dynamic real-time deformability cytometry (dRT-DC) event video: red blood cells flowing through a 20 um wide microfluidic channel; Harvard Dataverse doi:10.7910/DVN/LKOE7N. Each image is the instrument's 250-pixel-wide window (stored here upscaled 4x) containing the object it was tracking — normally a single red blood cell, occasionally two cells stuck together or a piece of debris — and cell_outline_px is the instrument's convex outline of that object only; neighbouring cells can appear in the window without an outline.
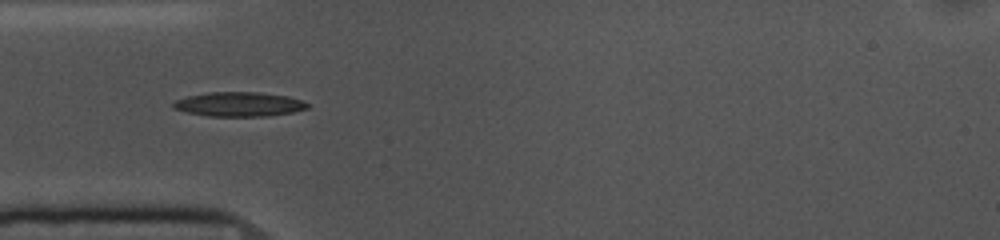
{"species": "common noctule bat (a hibernating species)", "species_latin": "Nyctalus noctula", "temperature_condition": "cold", "stored_images_in_passage": 39, "camera_frame_rate_fps": 3000, "um_per_image_px": 0.085, "animal": {"sex": "female", "body_mass_g": 10.0, "forearm_length_mm": 53.1}, "frame": {"image": 1, "passage_image": 1, "time_ms": 0.0, "image_size_px": [1000, 240], "cell_outline_px": [[308, 108], [292, 112], [268, 116], [208, 116], [188, 112], [172, 108], [172, 104], [176, 100], [188, 96], [208, 92], [256, 92], [288, 96], [300, 100], [308, 104]], "centroid_in_image_um": [20.3, 8.86], "position_along_channel_um": 64.7, "area_um2": 18.9}}
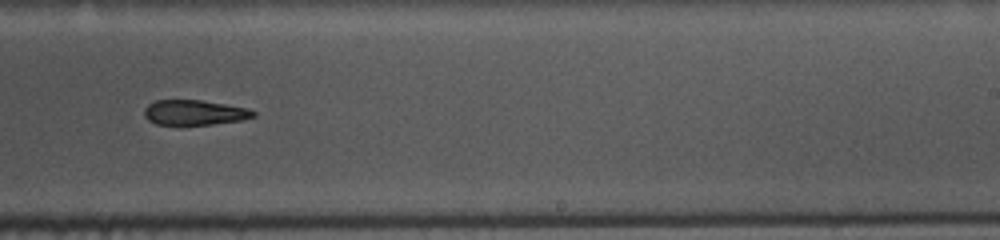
{"frame": {"image": 2, "passage_image": 18, "time_ms": 5.667, "image_size_px": [1000, 240], "cell_outline_px": [[256, 116], [244, 120], [180, 128], [156, 124], [148, 120], [144, 116], [144, 108], [148, 104], [156, 100], [200, 100], [248, 108], [256, 112]], "centroid_in_image_um": [16.49, 9.61], "position_along_channel_um": 272.5, "area_um2": 16.7}}
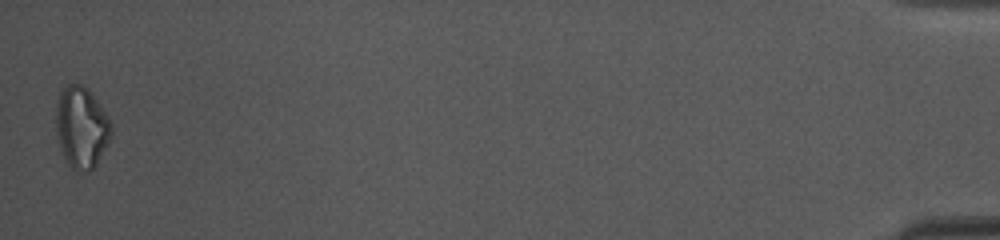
{"frame": {"image": 3, "passage_image": 39, "time_ms": 12.667, "image_size_px": [1000, 240], "cell_outline_px": [[112, 136], [108, 144], [96, 164], [88, 172], [76, 172], [68, 164], [60, 148], [56, 136], [56, 104], [60, 92], [68, 84], [80, 84], [88, 88], [108, 116], [112, 124]], "centroid_in_image_um": [6.93, 10.84], "position_along_channel_um": 428.3, "area_um2": 26.47}, "authors_computed_cell_mechanics": {"area_um2": 17.8024, "velocity_mm_per_s": 3.6526, "shape_relaxation_time_tau1_ms": 9.4846, "shape_relaxation_time_tau2_ms": null, "deformation_change_tau1": 0.1805, "deformation_change_tau2": null}}